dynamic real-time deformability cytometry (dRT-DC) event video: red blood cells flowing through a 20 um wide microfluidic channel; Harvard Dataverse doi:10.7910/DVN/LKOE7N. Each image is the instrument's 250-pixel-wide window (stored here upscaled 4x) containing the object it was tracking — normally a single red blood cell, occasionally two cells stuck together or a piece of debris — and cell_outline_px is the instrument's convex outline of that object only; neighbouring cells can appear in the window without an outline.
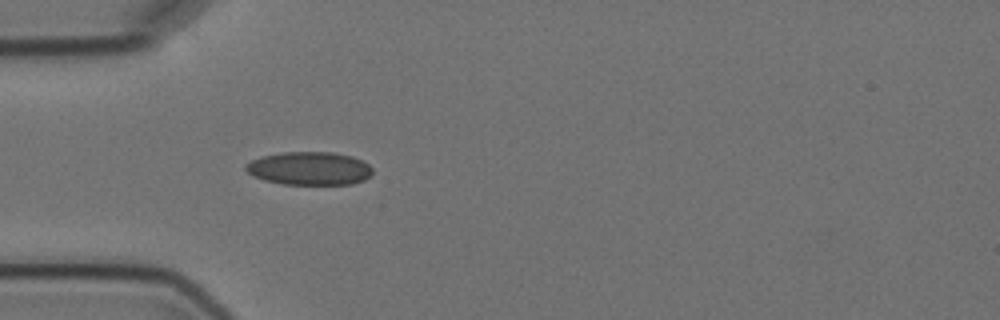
{"species": "Egyptian fruit bat (a non-hibernating species)", "species_latin": "Rousettus aegyptiacus", "temperature_condition": "cold", "stored_images_in_passage": 4, "camera_frame_rate_fps": 3000, "um_per_image_px": 0.085, "animal": {"sex": "female"}, "frame": {"image": 1, "passage_image": 4, "time_ms": 5.0, "image_size_px": [1000, 320], "cell_outline_px": [[372, 172], [364, 180], [352, 184], [284, 184], [264, 180], [252, 176], [244, 168], [244, 164], [252, 160], [264, 156], [284, 152], [332, 152], [352, 156], [368, 164], [372, 168]], "centroid_in_image_um": [26.28, 14.32], "position_along_channel_um": 58.7, "area_um2": 24.45}}